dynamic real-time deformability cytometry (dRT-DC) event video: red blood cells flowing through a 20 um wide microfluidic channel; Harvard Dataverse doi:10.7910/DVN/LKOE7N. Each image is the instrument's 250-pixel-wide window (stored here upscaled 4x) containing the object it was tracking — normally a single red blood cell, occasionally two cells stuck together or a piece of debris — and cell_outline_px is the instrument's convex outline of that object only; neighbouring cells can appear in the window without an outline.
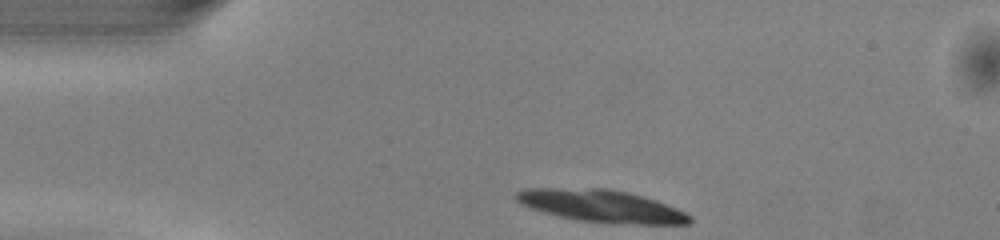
{"species": "common noctule bat (a hibernating species)", "species_latin": "Nyctalus noctula", "temperature_condition": "warm", "stored_images_in_passage": 10, "camera_frame_rate_fps": 3000, "um_per_image_px": 0.085, "animal": {"sex": "male", "body_mass_g": 13.0, "forearm_length_mm": 53.1}, "frame": {"image": 1, "passage_image": 1, "time_ms": 0.0, "image_size_px": [1000, 240], "cell_outline_px": [[692, 220], [688, 224], [612, 224], [576, 220], [544, 212], [520, 204], [512, 196], [516, 192], [524, 188], [608, 188], [628, 192], [656, 200], [676, 208], [692, 216]], "centroid_in_image_um": [51.1, 17.51], "position_along_channel_um": 33.9, "area_um2": 32.95}}